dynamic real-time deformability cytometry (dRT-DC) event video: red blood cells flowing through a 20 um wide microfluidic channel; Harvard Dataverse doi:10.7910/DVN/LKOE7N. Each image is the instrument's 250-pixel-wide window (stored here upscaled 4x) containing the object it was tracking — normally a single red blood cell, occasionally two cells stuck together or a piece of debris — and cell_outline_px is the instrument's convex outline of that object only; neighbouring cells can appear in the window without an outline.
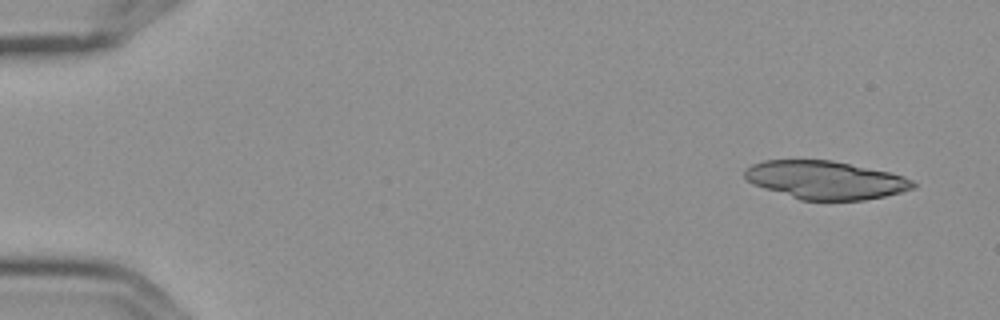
{"species": "Egyptian fruit bat (a non-hibernating species)", "species_latin": "Rousettus aegyptiacus", "temperature_condition": "cold", "stored_images_in_passage": 6, "camera_frame_rate_fps": 3000, "um_per_image_px": 0.085, "frame": {"image": 1, "passage_image": 1, "time_ms": 0.0, "image_size_px": [1000, 320], "cell_outline_px": [[916, 188], [884, 196], [864, 200], [800, 200], [752, 184], [744, 176], [744, 168], [752, 164], [764, 160], [832, 160], [892, 172], [904, 176], [912, 180], [916, 184]], "centroid_in_image_um": [70.17, 15.29], "position_along_channel_um": 14.8, "area_um2": 37.63}}
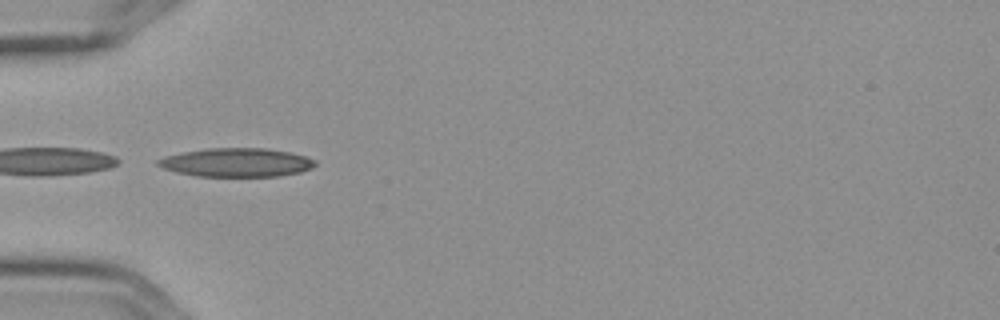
{"frame": {"image": 2, "passage_image": 5, "time_ms": 1.333, "image_size_px": [1000, 320], "cell_outline_px": [[316, 164], [312, 168], [300, 172], [280, 176], [196, 176], [176, 172], [164, 168], [156, 164], [156, 160], [164, 156], [204, 148], [264, 148], [288, 152], [304, 156], [316, 160]], "centroid_in_image_um": [20.09, 13.81], "position_along_channel_um": 64.9, "area_um2": 26.24}}